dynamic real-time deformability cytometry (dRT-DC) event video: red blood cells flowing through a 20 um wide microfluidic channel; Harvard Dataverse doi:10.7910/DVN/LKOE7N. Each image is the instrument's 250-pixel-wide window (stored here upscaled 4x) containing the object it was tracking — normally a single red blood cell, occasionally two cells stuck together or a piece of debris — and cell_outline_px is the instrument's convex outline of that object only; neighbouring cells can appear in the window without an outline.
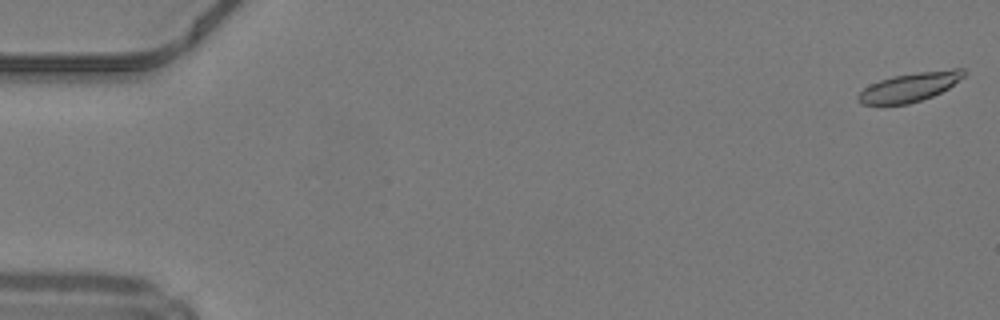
{"species": "common noctule bat (a hibernating species)", "species_latin": "Nyctalus noctula", "temperature_condition": "warm", "stored_images_in_passage": 48, "camera_frame_rate_fps": 3000, "um_per_image_px": 0.085, "animal": {"sex": "male", "body_mass_g": 19.2, "forearm_length_mm": 51.8}, "frame": {"image": 1, "passage_image": 1, "time_ms": 0.0, "image_size_px": [1000, 320], "cell_outline_px": [[968, 72], [964, 76], [948, 88], [932, 96], [908, 104], [860, 104], [856, 100], [856, 96], [864, 88], [880, 80], [892, 76], [916, 72], [952, 68], [964, 68]], "centroid_in_image_um": [77.34, 7.38], "position_along_channel_um": 7.7, "area_um2": 17.86}}
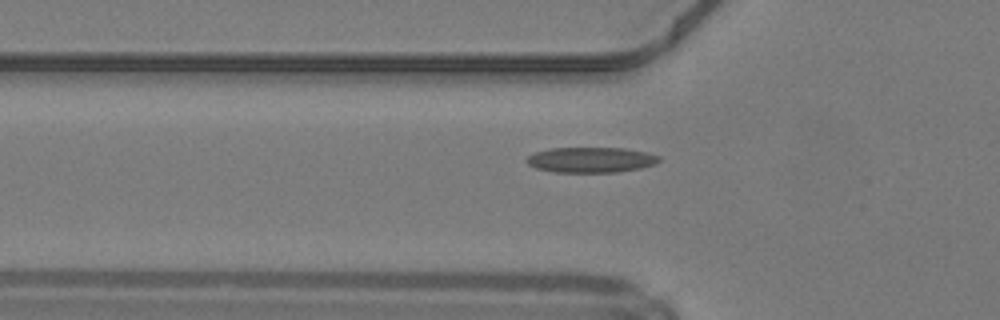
{"frame": {"image": 2, "passage_image": 16, "time_ms": 5.0, "image_size_px": [1000, 320], "cell_outline_px": [[660, 160], [656, 164], [640, 168], [616, 172], [556, 172], [536, 168], [528, 164], [524, 160], [528, 156], [536, 152], [548, 148], [624, 148], [648, 152], [660, 156]], "centroid_in_image_um": [50.24, 13.58], "position_along_channel_um": 75.6, "area_um2": 19.65}}
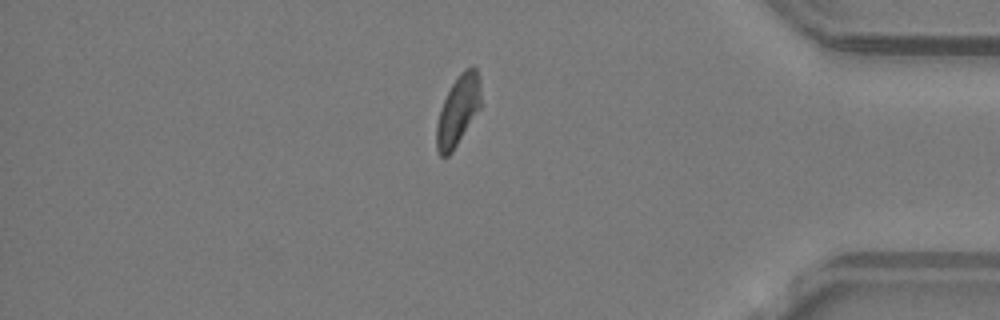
{"frame": {"image": 3, "passage_image": 41, "time_ms": 13.333, "image_size_px": [1000, 320], "cell_outline_px": [[480, 108], [452, 152], [448, 156], [440, 156], [436, 148], [436, 124], [440, 108], [452, 84], [460, 72], [464, 68], [472, 64], [476, 68], [480, 80]], "centroid_in_image_um": [38.93, 9.37], "position_along_channel_um": 396.3, "area_um2": 18.09}, "authors_computed_cell_mechanics": {"area_um2": 18.6116, "velocity_mm_per_s": 4.2213, "shape_relaxation_time_tau1_ms": null, "shape_relaxation_time_tau2_ms": 3.1515, "deformation_change_tau1": null, "deformation_change_tau2": 0.1083}}